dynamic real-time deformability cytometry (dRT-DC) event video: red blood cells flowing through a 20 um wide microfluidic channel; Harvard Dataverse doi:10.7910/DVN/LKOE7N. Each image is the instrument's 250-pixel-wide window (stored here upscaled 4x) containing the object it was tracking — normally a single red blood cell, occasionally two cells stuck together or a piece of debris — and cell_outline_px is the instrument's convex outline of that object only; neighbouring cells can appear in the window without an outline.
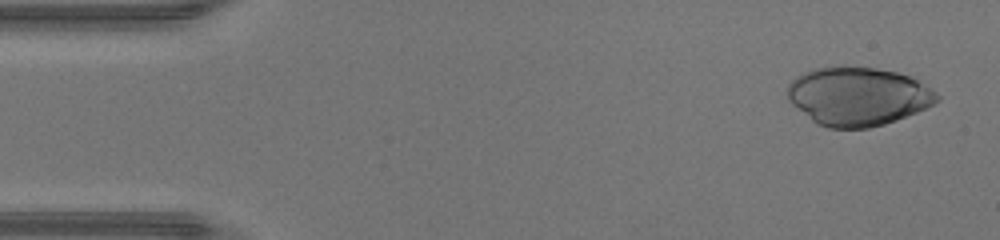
{"species": "human", "species_latin": "Homo sapiens", "temperature_condition": "warm", "stored_images_in_passage": 45, "camera_frame_rate_fps": 3000, "um_per_image_px": 0.085, "donor": {"sex": "male"}, "frame": {"image": 1, "passage_image": 2, "time_ms": 0.333, "image_size_px": [1000, 240], "cell_outline_px": [[940, 100], [916, 112], [896, 120], [884, 124], [868, 128], [828, 128], [816, 124], [792, 104], [788, 100], [788, 84], [796, 76], [804, 72], [816, 68], [840, 64], [844, 64], [876, 68], [896, 72], [912, 76], [936, 92], [940, 96]], "centroid_in_image_um": [72.91, 8.16], "position_along_channel_um": 12.1, "area_um2": 51.44}}
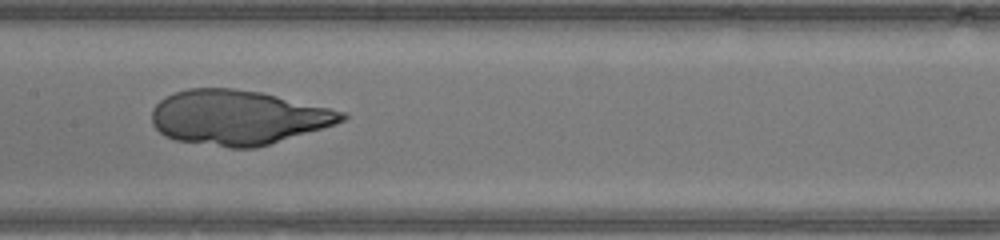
{"frame": {"image": 2, "passage_image": 22, "time_ms": 7.0, "image_size_px": [1000, 240], "cell_outline_px": [[348, 116], [344, 120], [336, 124], [256, 148], [228, 148], [176, 140], [164, 136], [152, 124], [152, 108], [160, 100], [176, 92], [188, 88], [232, 88], [264, 92], [344, 112]], "centroid_in_image_um": [20.21, 9.98], "position_along_channel_um": 187.2, "area_um2": 60.4}}
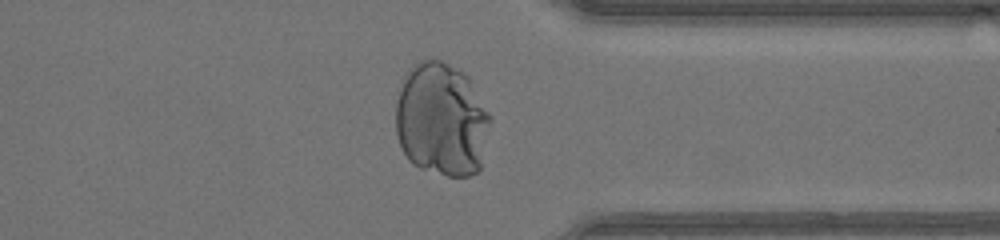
{"frame": {"image": 3, "passage_image": 35, "time_ms": 11.333, "image_size_px": [1000, 240], "cell_outline_px": [[492, 120], [480, 168], [476, 172], [468, 176], [448, 176], [420, 168], [412, 164], [408, 160], [400, 144], [396, 132], [396, 104], [400, 88], [408, 68], [420, 60], [440, 60], [464, 72], [468, 76], [492, 116]], "centroid_in_image_um": [37.55, 10.16], "position_along_channel_um": 373.8, "area_um2": 63.0}}